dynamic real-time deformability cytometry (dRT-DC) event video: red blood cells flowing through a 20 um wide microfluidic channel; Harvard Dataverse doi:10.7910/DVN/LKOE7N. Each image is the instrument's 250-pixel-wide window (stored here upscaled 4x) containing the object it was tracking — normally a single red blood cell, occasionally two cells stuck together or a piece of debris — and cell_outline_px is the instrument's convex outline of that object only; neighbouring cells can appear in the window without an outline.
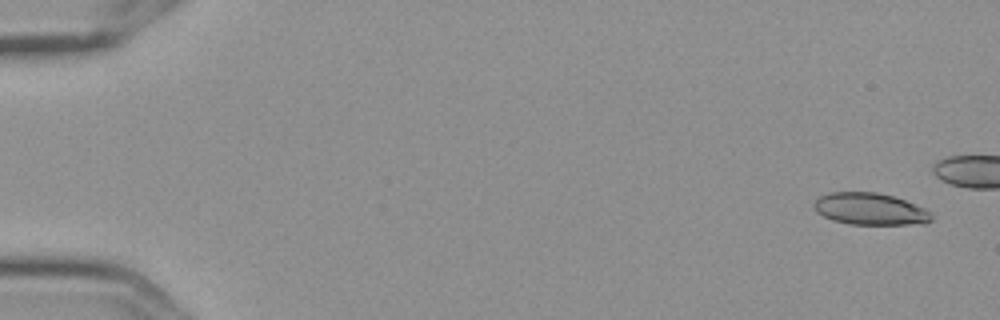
{"species": "Egyptian fruit bat (a non-hibernating species)", "species_latin": "Rousettus aegyptiacus", "temperature_condition": "cold", "stored_images_in_passage": 9, "camera_frame_rate_fps": 3000, "um_per_image_px": 0.085, "frame": {"image": 1, "passage_image": 1, "time_ms": 0.0, "image_size_px": [1000, 320], "cell_outline_px": [[932, 220], [924, 224], [848, 224], [832, 220], [816, 212], [812, 204], [820, 196], [828, 192], [876, 192], [892, 196], [904, 200], [924, 208], [932, 212]], "centroid_in_image_um": [73.95, 17.76], "position_along_channel_um": 11.1, "area_um2": 21.91}}
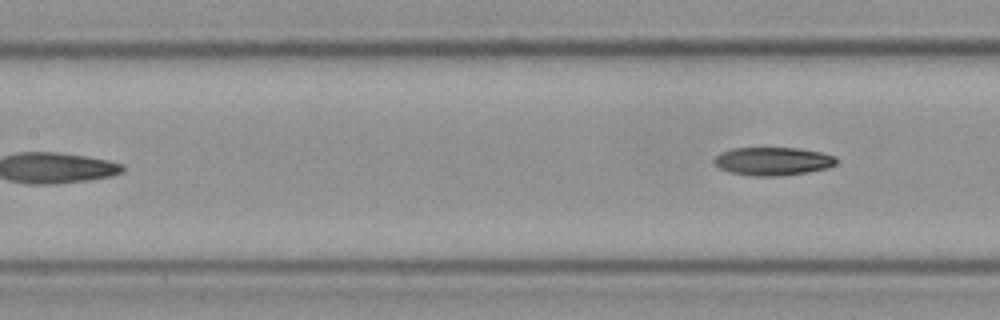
{"frame": {"image": 2, "passage_image": 9, "time_ms": 2.667, "image_size_px": [1000, 320], "cell_outline_px": [[836, 164], [828, 168], [804, 172], [776, 176], [752, 176], [732, 172], [720, 168], [712, 160], [720, 152], [732, 148], [800, 148], [820, 152], [836, 156]], "centroid_in_image_um": [65.68, 13.69], "position_along_channel_um": 141.7, "area_um2": 19.94}}